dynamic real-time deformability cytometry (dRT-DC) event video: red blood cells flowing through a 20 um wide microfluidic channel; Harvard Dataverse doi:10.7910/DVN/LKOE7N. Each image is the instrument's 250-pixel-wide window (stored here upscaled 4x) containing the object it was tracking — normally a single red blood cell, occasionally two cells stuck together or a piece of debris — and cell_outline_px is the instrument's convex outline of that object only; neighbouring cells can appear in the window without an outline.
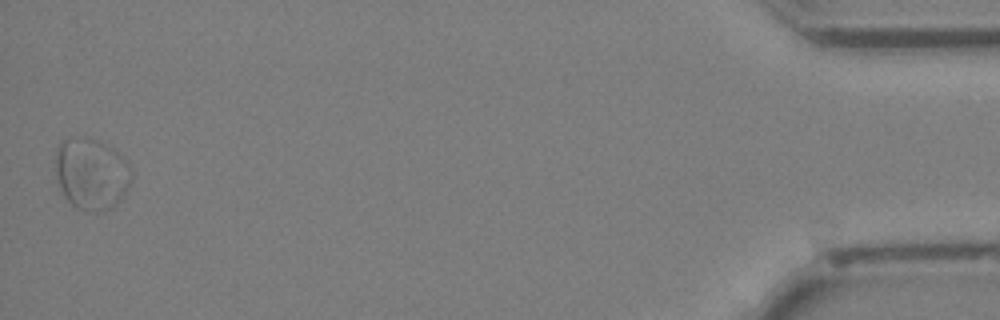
{"species": "Egyptian fruit bat (a non-hibernating species)", "species_latin": "Rousettus aegyptiacus", "temperature_condition": "cold", "stored_images_in_passage": 38, "segment_of_instrument_passage": [2, 2], "camera_frame_rate_fps": 3000, "um_per_image_px": 0.085, "animal": {"sex": "female"}, "frame": {"image": 1, "passage_image": 38, "time_ms": 12.333, "image_size_px": [1000, 320], "cell_outline_px": [[100, 188], [84, 208], [76, 208], [64, 196], [60, 188], [56, 176], [56, 148], [60, 140], [68, 140], [92, 164], [100, 184]], "centroid_in_image_um": [6.41, 14.88], "position_along_channel_um": 428.8, "area_um2": 14.57}}